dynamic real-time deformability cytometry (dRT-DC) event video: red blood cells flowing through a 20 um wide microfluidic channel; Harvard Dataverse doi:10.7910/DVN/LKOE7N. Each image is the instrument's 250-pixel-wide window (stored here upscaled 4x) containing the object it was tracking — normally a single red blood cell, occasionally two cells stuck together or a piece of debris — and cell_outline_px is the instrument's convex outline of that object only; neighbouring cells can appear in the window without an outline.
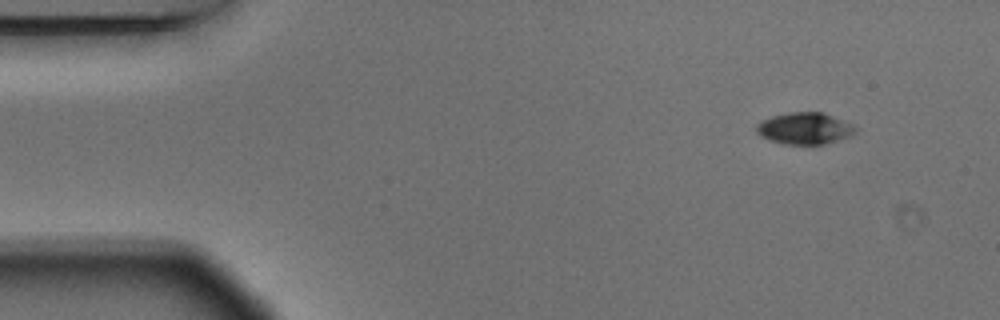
{"species": "Egyptian fruit bat (a non-hibernating species)", "species_latin": "Rousettus aegyptiacus", "temperature_condition": "warm", "stored_images_in_passage": 4, "camera_frame_rate_fps": 3000, "um_per_image_px": 0.085, "animal": {"sex": "male"}, "frame": {"image": 1, "passage_image": 1, "time_ms": 0.0, "image_size_px": [1000, 320], "cell_outline_px": [[856, 132], [852, 136], [824, 144], [784, 144], [760, 136], [756, 132], [756, 124], [772, 116], [788, 112], [824, 112], [852, 124], [856, 128]], "centroid_in_image_um": [68.41, 10.91], "position_along_channel_um": 16.6, "area_um2": 18.26}}
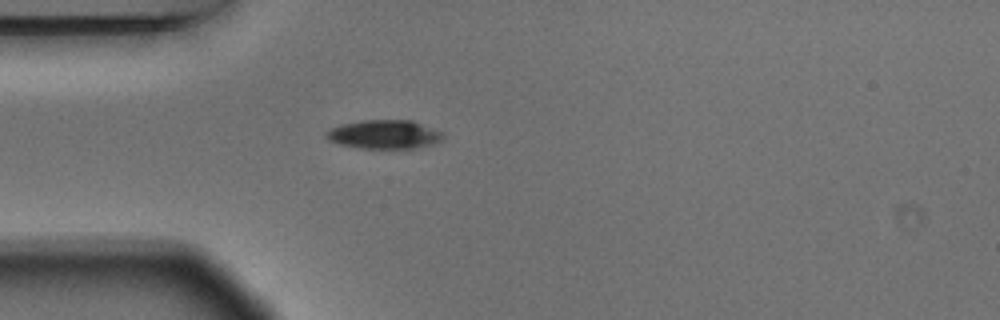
{"frame": {"image": 2, "passage_image": 4, "time_ms": 1.0, "image_size_px": [1000, 320], "cell_outline_px": [[444, 140], [432, 144], [416, 148], [360, 148], [340, 144], [328, 140], [324, 136], [324, 132], [340, 124], [360, 120], [412, 120], [444, 132]], "centroid_in_image_um": [32.67, 11.42], "position_along_channel_um": 52.3, "area_um2": 19.83}}